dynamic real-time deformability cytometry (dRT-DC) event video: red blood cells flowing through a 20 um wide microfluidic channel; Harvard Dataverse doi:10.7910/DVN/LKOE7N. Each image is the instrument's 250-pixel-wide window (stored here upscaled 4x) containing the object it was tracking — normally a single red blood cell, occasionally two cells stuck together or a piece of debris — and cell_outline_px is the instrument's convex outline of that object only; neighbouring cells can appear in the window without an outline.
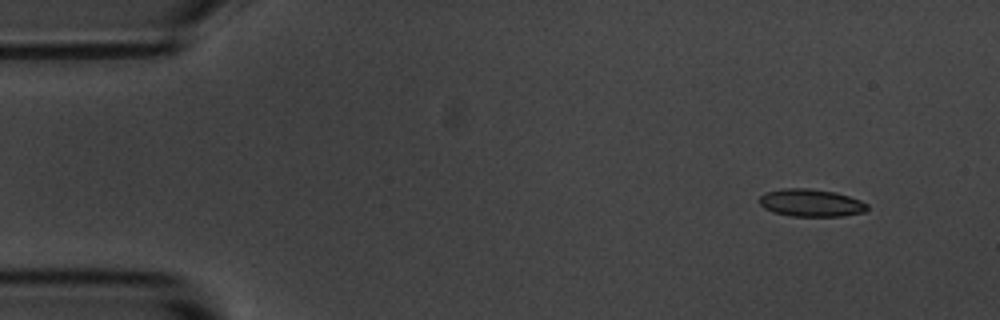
{"species": "common noctule bat (a hibernating species)", "species_latin": "Nyctalus noctula", "temperature_condition": "room temperature", "stored_images_in_passage": 4, "camera_frame_rate_fps": 3000, "um_per_image_px": 0.085, "animal": {"sex": "male", "body_mass_g": 20.1, "forearm_length_mm": 53.5}, "frame": {"image": 1, "passage_image": 1, "time_ms": 0.0, "image_size_px": [1000, 320], "cell_outline_px": [[868, 208], [864, 212], [844, 216], [792, 216], [772, 212], [764, 208], [760, 204], [760, 196], [764, 192], [784, 188], [808, 188], [836, 192], [860, 200], [868, 204]], "centroid_in_image_um": [68.92, 17.24], "position_along_channel_um": 16.1, "area_um2": 17.4}}
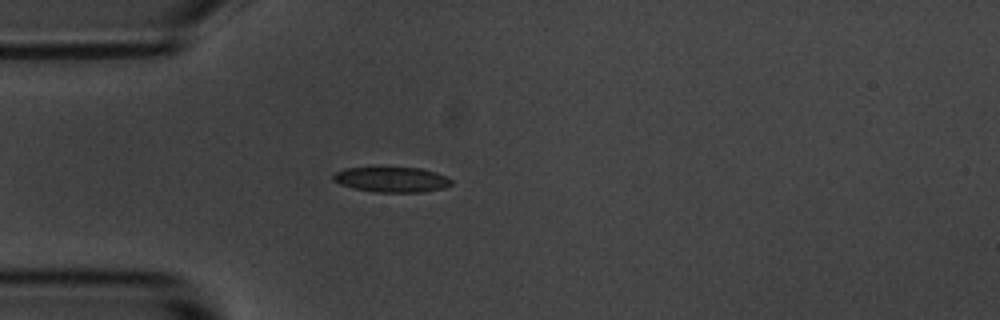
{"frame": {"image": 2, "passage_image": 4, "time_ms": 3.333, "image_size_px": [1000, 320], "cell_outline_px": [[452, 184], [444, 188], [424, 192], [372, 192], [352, 188], [340, 184], [332, 180], [332, 176], [336, 172], [344, 168], [420, 168], [448, 176], [452, 180]], "centroid_in_image_um": [33.3, 15.27], "position_along_channel_um": 51.7, "area_um2": 17.4}}